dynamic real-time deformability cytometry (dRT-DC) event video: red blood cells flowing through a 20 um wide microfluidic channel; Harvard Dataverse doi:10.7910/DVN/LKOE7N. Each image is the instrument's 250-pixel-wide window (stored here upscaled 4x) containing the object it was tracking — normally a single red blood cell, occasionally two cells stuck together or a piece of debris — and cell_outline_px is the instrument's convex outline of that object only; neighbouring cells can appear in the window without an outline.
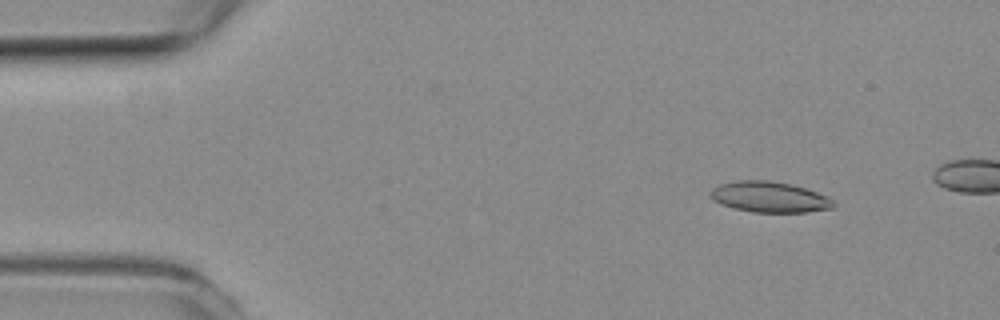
{"species": "common noctule bat (a hibernating species)", "species_latin": "Nyctalus noctula", "temperature_condition": "room temperature", "stored_images_in_passage": 13, "camera_frame_rate_fps": 3000, "um_per_image_px": 0.085, "animal": {"sex": "female", "body_mass_g": 19.3, "forearm_length_mm": 54.1}, "frame": {"image": 1, "passage_image": 4, "time_ms": 1.0, "image_size_px": [1000, 320], "cell_outline_px": [[836, 204], [832, 208], [808, 212], [752, 212], [720, 204], [712, 196], [712, 188], [720, 184], [736, 180], [768, 180], [792, 184], [828, 196]], "centroid_in_image_um": [65.44, 16.74], "position_along_channel_um": 19.6, "area_um2": 21.85}}